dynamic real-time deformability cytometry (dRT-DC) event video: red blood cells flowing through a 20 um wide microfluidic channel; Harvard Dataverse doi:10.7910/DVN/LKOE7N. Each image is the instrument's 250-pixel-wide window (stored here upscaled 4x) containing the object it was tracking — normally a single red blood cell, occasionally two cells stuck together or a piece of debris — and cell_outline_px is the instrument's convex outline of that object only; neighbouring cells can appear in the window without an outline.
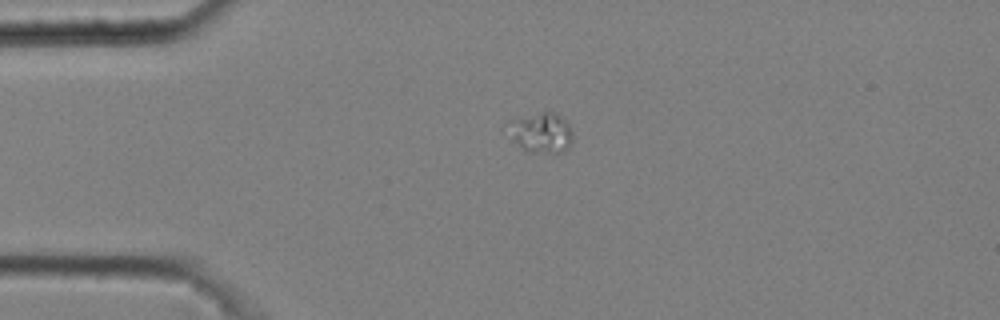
{"species": "common noctule bat (a hibernating species)", "species_latin": "Nyctalus noctula", "temperature_condition": "cold", "stored_images_in_passage": 2, "camera_frame_rate_fps": 3000, "um_per_image_px": 0.085, "animal": {"sex": "male", "body_mass_g": 20.4}, "frame": {"image": 1, "passage_image": 1, "time_ms": 0.0, "image_size_px": [1000, 320], "cell_outline_px": [[572, 140], [568, 148], [564, 152], [556, 156], [524, 152], [512, 136], [504, 124], [508, 120], [544, 112], [556, 112], [572, 128]], "centroid_in_image_um": [46.01, 11.34], "position_along_channel_um": 39.0, "area_um2": 15.72}}